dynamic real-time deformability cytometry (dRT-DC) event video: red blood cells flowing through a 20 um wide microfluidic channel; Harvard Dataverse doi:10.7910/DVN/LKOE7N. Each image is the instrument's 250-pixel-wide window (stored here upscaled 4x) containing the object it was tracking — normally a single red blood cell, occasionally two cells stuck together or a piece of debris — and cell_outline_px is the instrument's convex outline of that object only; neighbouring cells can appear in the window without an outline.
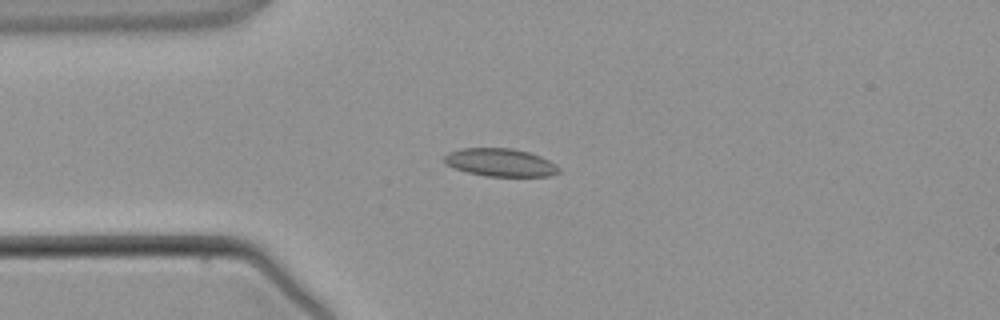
{"species": "common noctule bat (a hibernating species)", "species_latin": "Nyctalus noctula", "temperature_condition": "warm", "stored_images_in_passage": 2, "camera_frame_rate_fps": 3000, "um_per_image_px": 0.085, "animal": {"sex": "male", "body_mass_g": 21.5, "forearm_length_mm": 52.0}, "frame": {"image": 1, "passage_image": 2, "time_ms": 1.333, "image_size_px": [1000, 320], "cell_outline_px": [[560, 172], [548, 176], [484, 176], [452, 168], [444, 164], [444, 156], [448, 152], [460, 148], [512, 148], [528, 152], [540, 156], [556, 164], [560, 168]], "centroid_in_image_um": [42.49, 13.81], "position_along_channel_um": 42.5, "area_um2": 18.79}}